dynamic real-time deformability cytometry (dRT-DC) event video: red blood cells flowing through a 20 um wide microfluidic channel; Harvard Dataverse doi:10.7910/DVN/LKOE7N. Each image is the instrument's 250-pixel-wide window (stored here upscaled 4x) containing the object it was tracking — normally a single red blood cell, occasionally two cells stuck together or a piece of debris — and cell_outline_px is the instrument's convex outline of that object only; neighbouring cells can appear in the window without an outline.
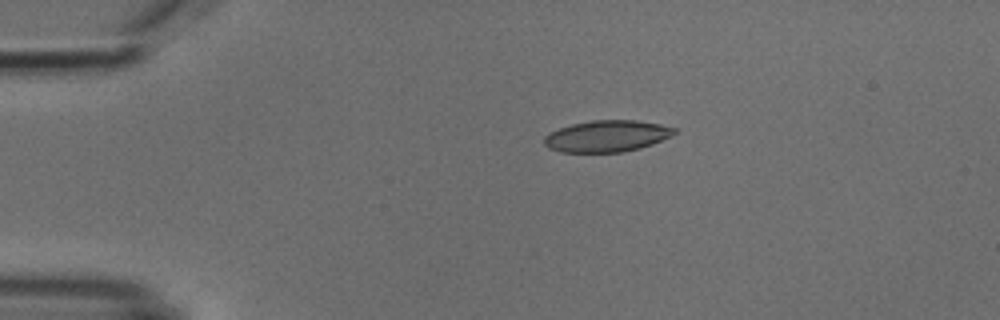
{"species": "common noctule bat (a hibernating species)", "species_latin": "Nyctalus noctula", "temperature_condition": "cold", "stored_images_in_passage": 6, "camera_frame_rate_fps": 3000, "um_per_image_px": 0.085, "animal": {"sex": "male", "body_mass_g": 18.8}, "frame": {"image": 1, "passage_image": 6, "time_ms": 5.667, "image_size_px": [1000, 320], "cell_outline_px": [[676, 132], [652, 144], [640, 148], [624, 152], [560, 152], [548, 148], [544, 144], [544, 136], [560, 128], [572, 124], [592, 120], [636, 120], [660, 124], [676, 128]], "centroid_in_image_um": [51.56, 11.57], "position_along_channel_um": 33.4, "area_um2": 23.76}}